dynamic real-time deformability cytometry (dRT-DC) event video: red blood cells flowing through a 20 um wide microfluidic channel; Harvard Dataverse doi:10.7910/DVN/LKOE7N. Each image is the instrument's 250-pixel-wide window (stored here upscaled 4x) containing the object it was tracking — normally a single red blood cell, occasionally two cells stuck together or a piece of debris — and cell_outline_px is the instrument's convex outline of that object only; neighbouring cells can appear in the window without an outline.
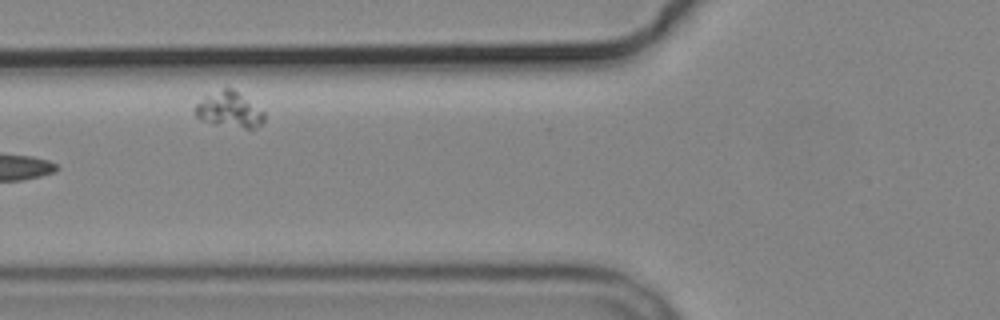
{"species": "common noctule bat (a hibernating species)", "species_latin": "Nyctalus noctula", "temperature_condition": "cold", "stored_images_in_passage": 7, "camera_frame_rate_fps": 3000, "um_per_image_px": 0.085, "animal": {"sex": "male", "body_mass_g": 19.2, "forearm_length_mm": 51.8}, "frame": {"image": 1, "passage_image": 6, "time_ms": 6.667, "image_size_px": [1000, 320], "cell_outline_px": [[264, 120], [252, 132], [212, 124], [200, 120], [196, 116], [192, 108], [204, 96], [224, 88], [232, 88], [264, 112]], "centroid_in_image_um": [19.47, 9.4], "position_along_channel_um": 106.3, "area_um2": 14.8}}
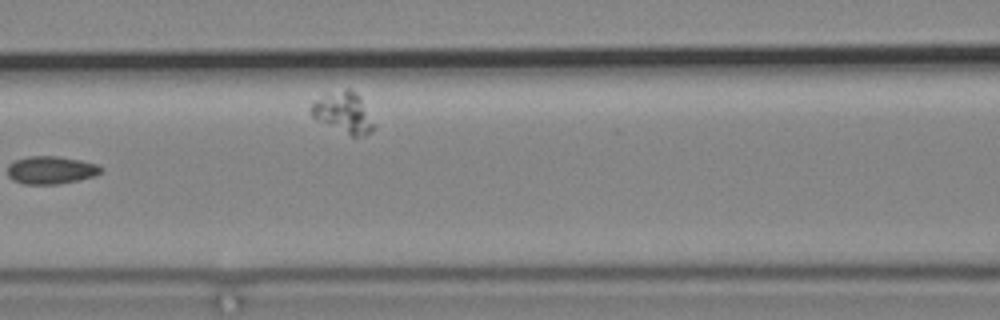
{"frame": {"image": 2, "passage_image": 7, "time_ms": 7.667, "image_size_px": [1000, 320], "cell_outline_px": [[376, 124], [372, 132], [364, 136], [352, 136], [316, 120], [312, 116], [312, 104], [316, 100], [344, 88], [348, 88], [356, 92], [360, 96]], "centroid_in_image_um": [29.27, 9.59], "position_along_channel_um": 137.3, "area_um2": 14.8}}